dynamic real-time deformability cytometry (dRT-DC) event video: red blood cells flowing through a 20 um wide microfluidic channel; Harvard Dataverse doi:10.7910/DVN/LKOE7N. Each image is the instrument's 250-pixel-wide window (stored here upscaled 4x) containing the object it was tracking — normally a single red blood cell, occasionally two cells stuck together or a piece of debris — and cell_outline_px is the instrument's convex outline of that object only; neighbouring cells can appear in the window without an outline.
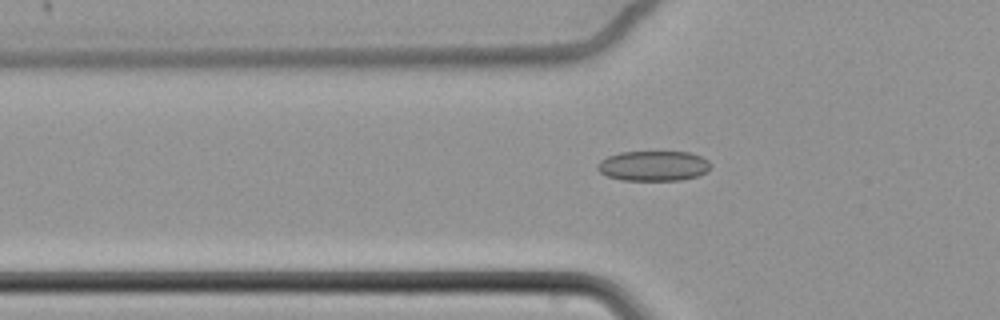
{"species": "common noctule bat (a hibernating species)", "species_latin": "Nyctalus noctula", "temperature_condition": "cold", "stored_images_in_passage": 64, "camera_frame_rate_fps": 3000, "um_per_image_px": 0.085, "animal": {"sex": "female", "body_mass_g": 22.7, "forearm_length_mm": 54.2}, "frame": {"image": 1, "passage_image": 24, "time_ms": 7.667, "image_size_px": [1000, 320], "cell_outline_px": [[712, 164], [700, 176], [680, 180], [620, 180], [608, 176], [600, 172], [596, 168], [596, 164], [600, 160], [608, 156], [620, 152], [688, 152], [700, 156], [708, 160]], "centroid_in_image_um": [55.52, 14.1], "position_along_channel_um": 70.3, "area_um2": 19.88}}
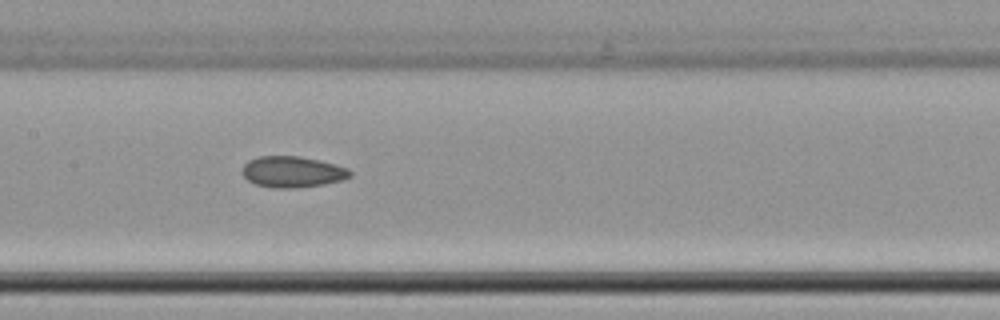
{"frame": {"image": 2, "passage_image": 34, "time_ms": 11.0, "image_size_px": [1000, 320], "cell_outline_px": [[352, 176], [340, 180], [324, 184], [296, 188], [272, 188], [256, 184], [248, 180], [240, 172], [244, 164], [248, 160], [260, 156], [300, 156], [320, 160], [336, 164], [348, 168], [352, 172]], "centroid_in_image_um": [24.85, 14.6], "position_along_channel_um": 182.5, "area_um2": 19.71}}
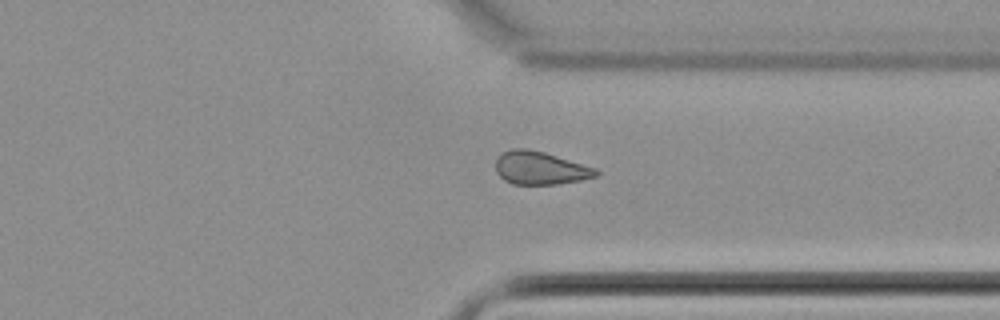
{"frame": {"image": 3, "passage_image": 50, "time_ms": 16.333, "image_size_px": [1000, 320], "cell_outline_px": [[600, 172], [596, 176], [580, 180], [556, 184], [512, 184], [504, 180], [496, 172], [496, 160], [504, 152], [512, 148], [528, 148], [544, 152], [596, 168]], "centroid_in_image_um": [45.91, 14.28], "position_along_channel_um": 365.5, "area_um2": 19.19}}